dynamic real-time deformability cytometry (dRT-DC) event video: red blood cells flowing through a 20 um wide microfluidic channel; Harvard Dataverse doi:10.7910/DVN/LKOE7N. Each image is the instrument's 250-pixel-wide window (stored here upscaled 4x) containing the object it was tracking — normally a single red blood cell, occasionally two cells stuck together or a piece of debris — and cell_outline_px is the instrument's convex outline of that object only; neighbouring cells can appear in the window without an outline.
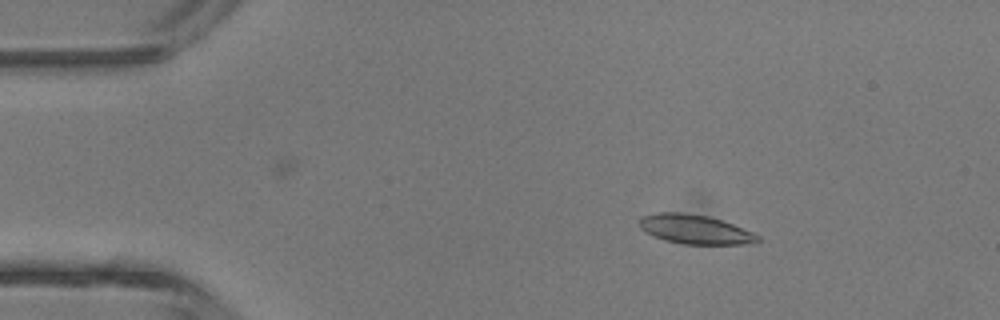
{"species": "common noctule bat (a hibernating species)", "species_latin": "Nyctalus noctula", "temperature_condition": "room temperature", "stored_images_in_passage": 6, "camera_frame_rate_fps": 3000, "um_per_image_px": 0.085, "animal": {"sex": "male", "body_mass_g": 13.3}, "frame": {"image": 1, "passage_image": 3, "time_ms": 2.333, "image_size_px": [1000, 320], "cell_outline_px": [[760, 240], [744, 244], [684, 244], [664, 240], [652, 236], [644, 232], [640, 228], [640, 216], [660, 212], [680, 212], [708, 216], [732, 224], [752, 232], [760, 236]], "centroid_in_image_um": [59.02, 19.49], "position_along_channel_um": 26.0, "area_um2": 20.06}}
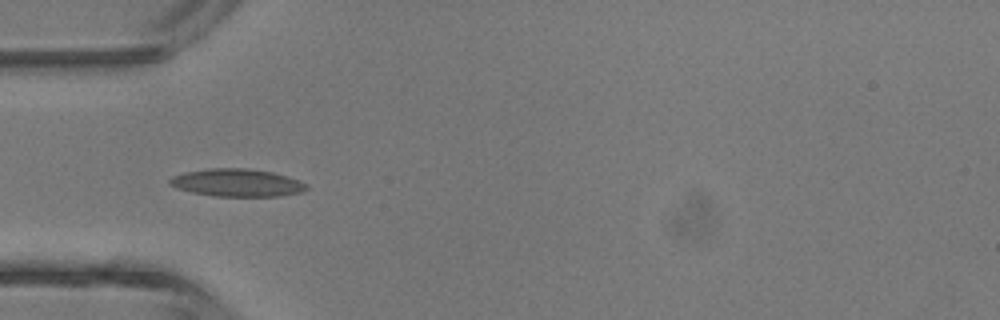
{"frame": {"image": 2, "passage_image": 5, "time_ms": 4.667, "image_size_px": [1000, 320], "cell_outline_px": [[308, 188], [304, 192], [280, 196], [212, 196], [192, 192], [176, 188], [168, 184], [168, 180], [172, 176], [184, 172], [208, 168], [244, 168], [272, 172], [288, 176], [300, 180], [308, 184]], "centroid_in_image_um": [20.16, 15.53], "position_along_channel_um": 64.8, "area_um2": 22.31}}
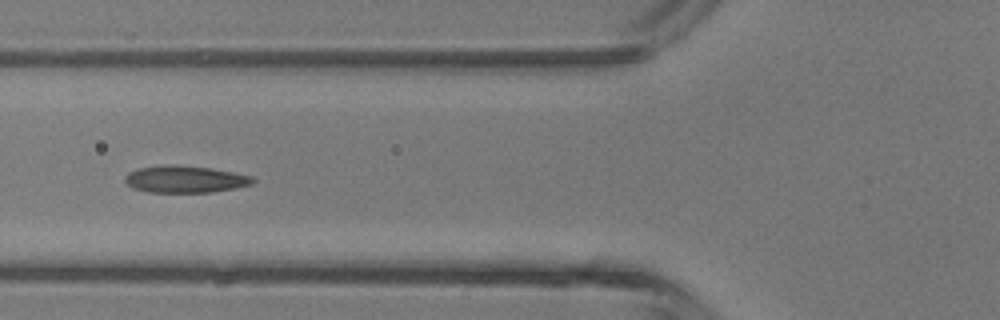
{"frame": {"image": 3, "passage_image": 6, "time_ms": 5.667, "image_size_px": [1000, 320], "cell_outline_px": [[256, 180], [252, 184], [212, 192], [148, 192], [132, 188], [124, 180], [124, 176], [128, 172], [140, 168], [164, 164], [176, 164], [212, 168], [252, 176]], "centroid_in_image_um": [15.7, 15.22], "position_along_channel_um": 110.1, "area_um2": 20.17}}